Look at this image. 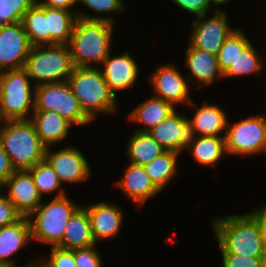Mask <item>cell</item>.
<instances>
[{"label":"cell","instance_id":"obj_11","mask_svg":"<svg viewBox=\"0 0 266 267\" xmlns=\"http://www.w3.org/2000/svg\"><path fill=\"white\" fill-rule=\"evenodd\" d=\"M181 72L171 62L157 65L153 73L149 75L152 95L170 102L175 108L182 105L187 107L193 100L190 96L192 90L187 76Z\"/></svg>","mask_w":266,"mask_h":267},{"label":"cell","instance_id":"obj_5","mask_svg":"<svg viewBox=\"0 0 266 267\" xmlns=\"http://www.w3.org/2000/svg\"><path fill=\"white\" fill-rule=\"evenodd\" d=\"M69 196L52 198L42 203L27 217L30 224L31 241L57 247L73 213L81 206Z\"/></svg>","mask_w":266,"mask_h":267},{"label":"cell","instance_id":"obj_26","mask_svg":"<svg viewBox=\"0 0 266 267\" xmlns=\"http://www.w3.org/2000/svg\"><path fill=\"white\" fill-rule=\"evenodd\" d=\"M125 151L128 162L142 166L165 152L164 148L152 138L149 132L135 130L128 138Z\"/></svg>","mask_w":266,"mask_h":267},{"label":"cell","instance_id":"obj_20","mask_svg":"<svg viewBox=\"0 0 266 267\" xmlns=\"http://www.w3.org/2000/svg\"><path fill=\"white\" fill-rule=\"evenodd\" d=\"M123 175L116 181V188L139 208L145 206L160 190L154 185L142 165L127 163Z\"/></svg>","mask_w":266,"mask_h":267},{"label":"cell","instance_id":"obj_39","mask_svg":"<svg viewBox=\"0 0 266 267\" xmlns=\"http://www.w3.org/2000/svg\"><path fill=\"white\" fill-rule=\"evenodd\" d=\"M221 267H262L263 257H244L234 254H221Z\"/></svg>","mask_w":266,"mask_h":267},{"label":"cell","instance_id":"obj_13","mask_svg":"<svg viewBox=\"0 0 266 267\" xmlns=\"http://www.w3.org/2000/svg\"><path fill=\"white\" fill-rule=\"evenodd\" d=\"M31 47L22 22L0 25V72L24 68Z\"/></svg>","mask_w":266,"mask_h":267},{"label":"cell","instance_id":"obj_16","mask_svg":"<svg viewBox=\"0 0 266 267\" xmlns=\"http://www.w3.org/2000/svg\"><path fill=\"white\" fill-rule=\"evenodd\" d=\"M0 189L14 204L16 210L25 217H28L43 201L28 170H16Z\"/></svg>","mask_w":266,"mask_h":267},{"label":"cell","instance_id":"obj_14","mask_svg":"<svg viewBox=\"0 0 266 267\" xmlns=\"http://www.w3.org/2000/svg\"><path fill=\"white\" fill-rule=\"evenodd\" d=\"M91 223V232L95 243L108 242L121 234L124 222L122 208L116 203L102 201L88 203L84 206Z\"/></svg>","mask_w":266,"mask_h":267},{"label":"cell","instance_id":"obj_33","mask_svg":"<svg viewBox=\"0 0 266 267\" xmlns=\"http://www.w3.org/2000/svg\"><path fill=\"white\" fill-rule=\"evenodd\" d=\"M242 29L243 28L238 27V29L234 30L219 49L217 61L222 73L233 63L238 53L252 41Z\"/></svg>","mask_w":266,"mask_h":267},{"label":"cell","instance_id":"obj_4","mask_svg":"<svg viewBox=\"0 0 266 267\" xmlns=\"http://www.w3.org/2000/svg\"><path fill=\"white\" fill-rule=\"evenodd\" d=\"M0 141L15 170H29L45 158L46 147L30 119L5 121Z\"/></svg>","mask_w":266,"mask_h":267},{"label":"cell","instance_id":"obj_43","mask_svg":"<svg viewBox=\"0 0 266 267\" xmlns=\"http://www.w3.org/2000/svg\"><path fill=\"white\" fill-rule=\"evenodd\" d=\"M36 259H33L34 261L29 262L28 267H51L48 265L41 257H34Z\"/></svg>","mask_w":266,"mask_h":267},{"label":"cell","instance_id":"obj_12","mask_svg":"<svg viewBox=\"0 0 266 267\" xmlns=\"http://www.w3.org/2000/svg\"><path fill=\"white\" fill-rule=\"evenodd\" d=\"M52 148H46L44 159L54 169L63 187L65 183L76 185L89 181L92 168L85 154L77 146L67 145L55 151Z\"/></svg>","mask_w":266,"mask_h":267},{"label":"cell","instance_id":"obj_25","mask_svg":"<svg viewBox=\"0 0 266 267\" xmlns=\"http://www.w3.org/2000/svg\"><path fill=\"white\" fill-rule=\"evenodd\" d=\"M197 164L211 166L227 156L225 138L215 136H191L185 149Z\"/></svg>","mask_w":266,"mask_h":267},{"label":"cell","instance_id":"obj_40","mask_svg":"<svg viewBox=\"0 0 266 267\" xmlns=\"http://www.w3.org/2000/svg\"><path fill=\"white\" fill-rule=\"evenodd\" d=\"M9 156L2 148L0 141V186L15 172Z\"/></svg>","mask_w":266,"mask_h":267},{"label":"cell","instance_id":"obj_22","mask_svg":"<svg viewBox=\"0 0 266 267\" xmlns=\"http://www.w3.org/2000/svg\"><path fill=\"white\" fill-rule=\"evenodd\" d=\"M30 120L35 125L36 132L46 148L65 142L71 133V127H74L54 111L34 110Z\"/></svg>","mask_w":266,"mask_h":267},{"label":"cell","instance_id":"obj_37","mask_svg":"<svg viewBox=\"0 0 266 267\" xmlns=\"http://www.w3.org/2000/svg\"><path fill=\"white\" fill-rule=\"evenodd\" d=\"M178 8H181L185 13L198 17L204 14H209L211 11V5L213 4L215 9H219L211 0H170Z\"/></svg>","mask_w":266,"mask_h":267},{"label":"cell","instance_id":"obj_28","mask_svg":"<svg viewBox=\"0 0 266 267\" xmlns=\"http://www.w3.org/2000/svg\"><path fill=\"white\" fill-rule=\"evenodd\" d=\"M179 157L180 153L178 152L165 151L150 163L143 165L145 172L161 192L175 179Z\"/></svg>","mask_w":266,"mask_h":267},{"label":"cell","instance_id":"obj_27","mask_svg":"<svg viewBox=\"0 0 266 267\" xmlns=\"http://www.w3.org/2000/svg\"><path fill=\"white\" fill-rule=\"evenodd\" d=\"M76 20V11L47 7L49 45H68Z\"/></svg>","mask_w":266,"mask_h":267},{"label":"cell","instance_id":"obj_24","mask_svg":"<svg viewBox=\"0 0 266 267\" xmlns=\"http://www.w3.org/2000/svg\"><path fill=\"white\" fill-rule=\"evenodd\" d=\"M92 245L98 244L93 239L90 218L86 208L81 205L70 217L63 239L57 247L73 250Z\"/></svg>","mask_w":266,"mask_h":267},{"label":"cell","instance_id":"obj_9","mask_svg":"<svg viewBox=\"0 0 266 267\" xmlns=\"http://www.w3.org/2000/svg\"><path fill=\"white\" fill-rule=\"evenodd\" d=\"M266 133V115L255 114L238 121L228 120L225 133V149L231 156L260 155Z\"/></svg>","mask_w":266,"mask_h":267},{"label":"cell","instance_id":"obj_41","mask_svg":"<svg viewBox=\"0 0 266 267\" xmlns=\"http://www.w3.org/2000/svg\"><path fill=\"white\" fill-rule=\"evenodd\" d=\"M252 211V212H251ZM249 213L258 221L262 237V246L266 255V203L260 205Z\"/></svg>","mask_w":266,"mask_h":267},{"label":"cell","instance_id":"obj_38","mask_svg":"<svg viewBox=\"0 0 266 267\" xmlns=\"http://www.w3.org/2000/svg\"><path fill=\"white\" fill-rule=\"evenodd\" d=\"M22 215L0 189V228L18 221Z\"/></svg>","mask_w":266,"mask_h":267},{"label":"cell","instance_id":"obj_31","mask_svg":"<svg viewBox=\"0 0 266 267\" xmlns=\"http://www.w3.org/2000/svg\"><path fill=\"white\" fill-rule=\"evenodd\" d=\"M124 2L123 0H77V4L83 5L91 12L93 11V14H90V12H83V10H76V16L84 20L107 21L117 24L115 23V15L123 13L126 10V3Z\"/></svg>","mask_w":266,"mask_h":267},{"label":"cell","instance_id":"obj_21","mask_svg":"<svg viewBox=\"0 0 266 267\" xmlns=\"http://www.w3.org/2000/svg\"><path fill=\"white\" fill-rule=\"evenodd\" d=\"M30 224L27 217L22 216L18 221L0 228V261L16 267H28L27 264L18 265L14 254L31 243ZM17 264V265H16Z\"/></svg>","mask_w":266,"mask_h":267},{"label":"cell","instance_id":"obj_47","mask_svg":"<svg viewBox=\"0 0 266 267\" xmlns=\"http://www.w3.org/2000/svg\"><path fill=\"white\" fill-rule=\"evenodd\" d=\"M4 122H5V120H4V118L2 117V114H1V111H0V130H1V128H2V126H3V124H4Z\"/></svg>","mask_w":266,"mask_h":267},{"label":"cell","instance_id":"obj_15","mask_svg":"<svg viewBox=\"0 0 266 267\" xmlns=\"http://www.w3.org/2000/svg\"><path fill=\"white\" fill-rule=\"evenodd\" d=\"M99 68L109 89L115 96L118 92L133 88L139 80V64L128 51L121 54L117 53V55L109 54Z\"/></svg>","mask_w":266,"mask_h":267},{"label":"cell","instance_id":"obj_7","mask_svg":"<svg viewBox=\"0 0 266 267\" xmlns=\"http://www.w3.org/2000/svg\"><path fill=\"white\" fill-rule=\"evenodd\" d=\"M35 85L25 68L0 72V111L5 121L30 119Z\"/></svg>","mask_w":266,"mask_h":267},{"label":"cell","instance_id":"obj_8","mask_svg":"<svg viewBox=\"0 0 266 267\" xmlns=\"http://www.w3.org/2000/svg\"><path fill=\"white\" fill-rule=\"evenodd\" d=\"M34 110L54 111L73 126L85 127L93 123L81 109L67 81L35 86Z\"/></svg>","mask_w":266,"mask_h":267},{"label":"cell","instance_id":"obj_1","mask_svg":"<svg viewBox=\"0 0 266 267\" xmlns=\"http://www.w3.org/2000/svg\"><path fill=\"white\" fill-rule=\"evenodd\" d=\"M211 223L221 254L265 256L259 223L249 212L218 216Z\"/></svg>","mask_w":266,"mask_h":267},{"label":"cell","instance_id":"obj_3","mask_svg":"<svg viewBox=\"0 0 266 267\" xmlns=\"http://www.w3.org/2000/svg\"><path fill=\"white\" fill-rule=\"evenodd\" d=\"M83 112L94 122L100 115H114L118 98L109 89L99 67H75L67 80Z\"/></svg>","mask_w":266,"mask_h":267},{"label":"cell","instance_id":"obj_32","mask_svg":"<svg viewBox=\"0 0 266 267\" xmlns=\"http://www.w3.org/2000/svg\"><path fill=\"white\" fill-rule=\"evenodd\" d=\"M28 171L31 173L37 190L42 198L45 197L44 195L50 196L53 193H55L53 198L61 197L67 194V190H65L58 180L54 169L45 159L37 163Z\"/></svg>","mask_w":266,"mask_h":267},{"label":"cell","instance_id":"obj_48","mask_svg":"<svg viewBox=\"0 0 266 267\" xmlns=\"http://www.w3.org/2000/svg\"><path fill=\"white\" fill-rule=\"evenodd\" d=\"M262 267H266V255L263 257Z\"/></svg>","mask_w":266,"mask_h":267},{"label":"cell","instance_id":"obj_10","mask_svg":"<svg viewBox=\"0 0 266 267\" xmlns=\"http://www.w3.org/2000/svg\"><path fill=\"white\" fill-rule=\"evenodd\" d=\"M221 9L214 8L211 16L204 14L192 20L188 37V43L192 47L218 55L224 41L237 29L229 25L228 13Z\"/></svg>","mask_w":266,"mask_h":267},{"label":"cell","instance_id":"obj_35","mask_svg":"<svg viewBox=\"0 0 266 267\" xmlns=\"http://www.w3.org/2000/svg\"><path fill=\"white\" fill-rule=\"evenodd\" d=\"M98 245L74 249V261L76 267H104L101 251L97 250Z\"/></svg>","mask_w":266,"mask_h":267},{"label":"cell","instance_id":"obj_2","mask_svg":"<svg viewBox=\"0 0 266 267\" xmlns=\"http://www.w3.org/2000/svg\"><path fill=\"white\" fill-rule=\"evenodd\" d=\"M115 24L77 18L69 41L75 67H98L113 51ZM98 64V65H97Z\"/></svg>","mask_w":266,"mask_h":267},{"label":"cell","instance_id":"obj_36","mask_svg":"<svg viewBox=\"0 0 266 267\" xmlns=\"http://www.w3.org/2000/svg\"><path fill=\"white\" fill-rule=\"evenodd\" d=\"M51 267H76L74 261V249L51 247L50 253L42 258Z\"/></svg>","mask_w":266,"mask_h":267},{"label":"cell","instance_id":"obj_30","mask_svg":"<svg viewBox=\"0 0 266 267\" xmlns=\"http://www.w3.org/2000/svg\"><path fill=\"white\" fill-rule=\"evenodd\" d=\"M252 41L236 56L233 63L223 73V79L259 74L265 67L262 55L257 52Z\"/></svg>","mask_w":266,"mask_h":267},{"label":"cell","instance_id":"obj_45","mask_svg":"<svg viewBox=\"0 0 266 267\" xmlns=\"http://www.w3.org/2000/svg\"><path fill=\"white\" fill-rule=\"evenodd\" d=\"M266 154V133H265V139H264V144H263V147L261 149V152H260V155L261 154Z\"/></svg>","mask_w":266,"mask_h":267},{"label":"cell","instance_id":"obj_19","mask_svg":"<svg viewBox=\"0 0 266 267\" xmlns=\"http://www.w3.org/2000/svg\"><path fill=\"white\" fill-rule=\"evenodd\" d=\"M185 51V68L188 70L186 76L191 86L195 83V86L200 89L204 86L208 87L213 85L216 80H223V73L220 70L217 56L210 54L201 49L192 47L189 43L187 44ZM193 81V82H192Z\"/></svg>","mask_w":266,"mask_h":267},{"label":"cell","instance_id":"obj_42","mask_svg":"<svg viewBox=\"0 0 266 267\" xmlns=\"http://www.w3.org/2000/svg\"><path fill=\"white\" fill-rule=\"evenodd\" d=\"M37 3L41 6H47L50 8H58L69 11L77 10V0H37ZM75 7V9H73Z\"/></svg>","mask_w":266,"mask_h":267},{"label":"cell","instance_id":"obj_18","mask_svg":"<svg viewBox=\"0 0 266 267\" xmlns=\"http://www.w3.org/2000/svg\"><path fill=\"white\" fill-rule=\"evenodd\" d=\"M215 103L211 104L208 99H205L200 107H197L193 100L187 105L196 111L191 118H188L191 136L225 137L228 113L219 105L217 106V102Z\"/></svg>","mask_w":266,"mask_h":267},{"label":"cell","instance_id":"obj_23","mask_svg":"<svg viewBox=\"0 0 266 267\" xmlns=\"http://www.w3.org/2000/svg\"><path fill=\"white\" fill-rule=\"evenodd\" d=\"M176 108L167 101L150 95L129 112L127 119L138 124L135 131L148 132L163 121ZM143 127V128H142Z\"/></svg>","mask_w":266,"mask_h":267},{"label":"cell","instance_id":"obj_17","mask_svg":"<svg viewBox=\"0 0 266 267\" xmlns=\"http://www.w3.org/2000/svg\"><path fill=\"white\" fill-rule=\"evenodd\" d=\"M172 111L163 121L152 128L149 134L165 151L182 153L190 140L189 119L184 113Z\"/></svg>","mask_w":266,"mask_h":267},{"label":"cell","instance_id":"obj_46","mask_svg":"<svg viewBox=\"0 0 266 267\" xmlns=\"http://www.w3.org/2000/svg\"><path fill=\"white\" fill-rule=\"evenodd\" d=\"M0 267H16V266H13L12 264H9L7 262L0 261Z\"/></svg>","mask_w":266,"mask_h":267},{"label":"cell","instance_id":"obj_29","mask_svg":"<svg viewBox=\"0 0 266 267\" xmlns=\"http://www.w3.org/2000/svg\"><path fill=\"white\" fill-rule=\"evenodd\" d=\"M22 24L32 46L49 45L47 6H41L36 2L24 13Z\"/></svg>","mask_w":266,"mask_h":267},{"label":"cell","instance_id":"obj_6","mask_svg":"<svg viewBox=\"0 0 266 267\" xmlns=\"http://www.w3.org/2000/svg\"><path fill=\"white\" fill-rule=\"evenodd\" d=\"M32 83L40 84L67 81L75 68L68 45H34L24 67Z\"/></svg>","mask_w":266,"mask_h":267},{"label":"cell","instance_id":"obj_34","mask_svg":"<svg viewBox=\"0 0 266 267\" xmlns=\"http://www.w3.org/2000/svg\"><path fill=\"white\" fill-rule=\"evenodd\" d=\"M37 0H0V25L22 22L24 13Z\"/></svg>","mask_w":266,"mask_h":267},{"label":"cell","instance_id":"obj_44","mask_svg":"<svg viewBox=\"0 0 266 267\" xmlns=\"http://www.w3.org/2000/svg\"><path fill=\"white\" fill-rule=\"evenodd\" d=\"M211 1L220 9L222 5H225L232 0H211Z\"/></svg>","mask_w":266,"mask_h":267}]
</instances>
